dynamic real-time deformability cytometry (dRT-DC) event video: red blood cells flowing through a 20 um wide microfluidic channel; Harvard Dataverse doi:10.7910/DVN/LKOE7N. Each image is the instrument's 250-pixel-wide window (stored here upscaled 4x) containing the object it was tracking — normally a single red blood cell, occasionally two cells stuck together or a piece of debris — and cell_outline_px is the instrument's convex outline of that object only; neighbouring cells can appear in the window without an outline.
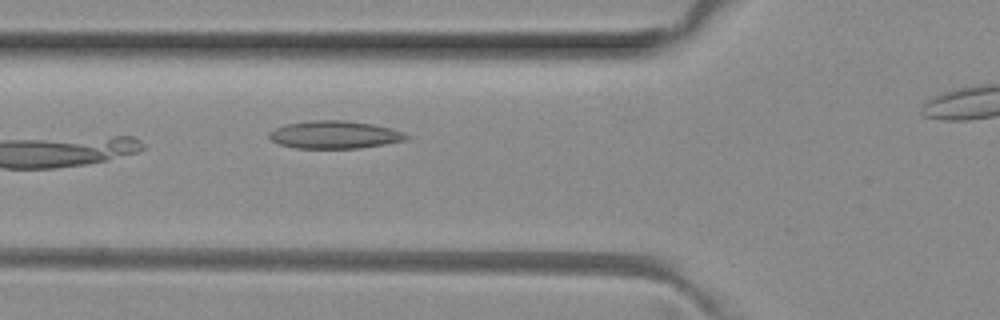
{"species": "common noctule bat (a hibernating species)", "species_latin": "Nyctalus noctula", "temperature_condition": "room temperature", "stored_images_in_passage": 4, "camera_frame_rate_fps": 3000, "um_per_image_px": 0.085, "animal": {"sex": "female", "body_mass_g": 29.2, "forearm_length_mm": 56.3}, "frame": {"image": 1, "passage_image": 3, "time_ms": 0.667, "image_size_px": [1000, 320], "cell_outline_px": [[408, 136], [404, 140], [384, 144], [360, 148], [296, 148], [280, 144], [272, 140], [268, 136], [268, 132], [284, 124], [312, 120], [344, 120], [372, 124], [392, 128]], "centroid_in_image_um": [28.39, 11.44], "position_along_channel_um": 97.4, "area_um2": 21.96}}